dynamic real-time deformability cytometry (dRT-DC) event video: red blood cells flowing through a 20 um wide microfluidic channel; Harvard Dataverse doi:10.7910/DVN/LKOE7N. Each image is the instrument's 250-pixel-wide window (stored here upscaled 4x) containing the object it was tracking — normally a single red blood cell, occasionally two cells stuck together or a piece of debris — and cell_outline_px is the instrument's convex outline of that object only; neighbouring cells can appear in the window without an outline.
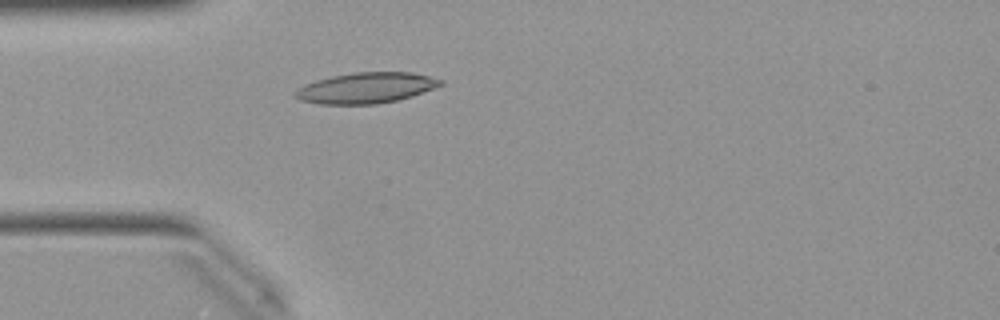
{"species": "Egyptian fruit bat (a non-hibernating species)", "species_latin": "Rousettus aegyptiacus", "temperature_condition": "warm", "stored_images_in_passage": 28, "camera_frame_rate_fps": 3000, "um_per_image_px": 0.085, "animal": {"sex": "female"}, "frame": {"image": 1, "passage_image": 1, "time_ms": 0.0, "image_size_px": [1000, 320], "cell_outline_px": [[444, 84], [436, 88], [412, 96], [396, 100], [376, 104], [320, 104], [300, 100], [292, 92], [296, 88], [304, 84], [316, 80], [332, 76], [352, 72], [412, 72], [444, 80]], "centroid_in_image_um": [31.11, 7.47], "position_along_channel_um": 53.9, "area_um2": 26.18}}
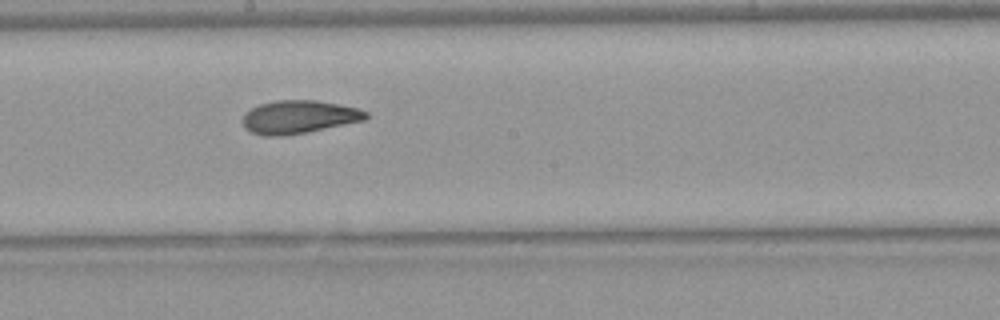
{"frame": {"image": 2, "passage_image": 14, "time_ms": 4.333, "image_size_px": [1000, 320], "cell_outline_px": [[368, 116], [364, 120], [304, 132], [280, 136], [268, 136], [252, 132], [244, 128], [240, 120], [244, 112], [260, 104], [276, 100], [316, 100], [356, 108], [368, 112]], "centroid_in_image_um": [25.33, 9.93], "position_along_channel_um": 222.9, "area_um2": 23.52}}
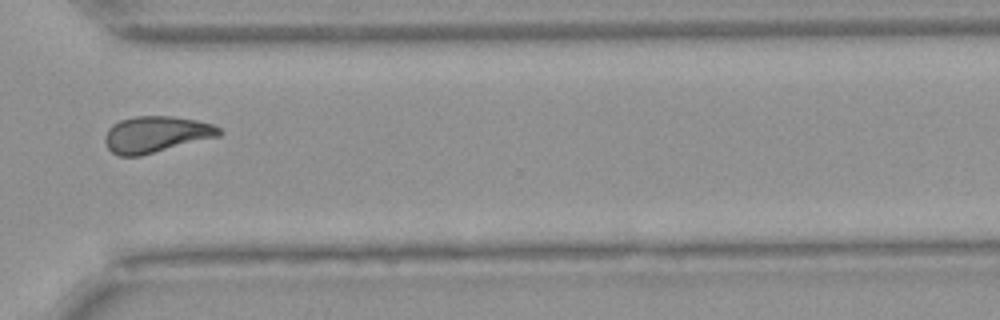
{"frame": {"image": 3, "passage_image": 24, "time_ms": 7.667, "image_size_px": [1000, 320], "cell_outline_px": [[224, 132], [220, 136], [140, 156], [120, 156], [112, 152], [108, 148], [104, 140], [104, 136], [108, 128], [112, 124], [120, 120], [132, 116], [172, 116], [196, 120], [212, 124], [220, 128]], "centroid_in_image_um": [13.26, 11.41], "position_along_channel_um": 357.3, "area_um2": 24.33}, "authors_computed_cell_mechanics": {"area_um2": 23.8425, "velocity_mm_per_s": 4.0329, "shape_relaxation_time_tau1_ms": 7.5461, "shape_relaxation_time_tau2_ms": 2.8001, "deformation_change_tau1": 0.2032, "deformation_change_tau2": 0.0991}}